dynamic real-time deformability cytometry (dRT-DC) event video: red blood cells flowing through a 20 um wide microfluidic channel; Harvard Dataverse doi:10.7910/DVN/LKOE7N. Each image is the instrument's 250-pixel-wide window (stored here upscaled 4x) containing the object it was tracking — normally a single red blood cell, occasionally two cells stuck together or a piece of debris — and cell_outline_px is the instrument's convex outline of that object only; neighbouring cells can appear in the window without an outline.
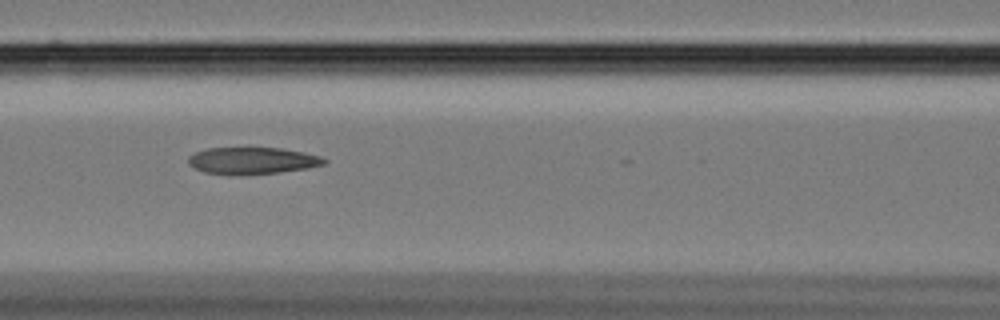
{"species": "Egyptian fruit bat (a non-hibernating species)", "species_latin": "Rousettus aegyptiacus", "temperature_condition": "cold", "stored_images_in_passage": 23, "camera_frame_rate_fps": 3000, "um_per_image_px": 0.085, "animal": {"sex": "female"}, "frame": {"image": 1, "passage_image": 19, "time_ms": 6.0, "image_size_px": [1000, 320], "cell_outline_px": [[328, 160], [324, 164], [308, 168], [280, 172], [204, 172], [188, 164], [188, 156], [196, 152], [208, 148], [248, 144], [284, 148], [304, 152], [320, 156]], "centroid_in_image_um": [21.48, 13.55], "position_along_channel_um": 145.1, "area_um2": 21.44}}
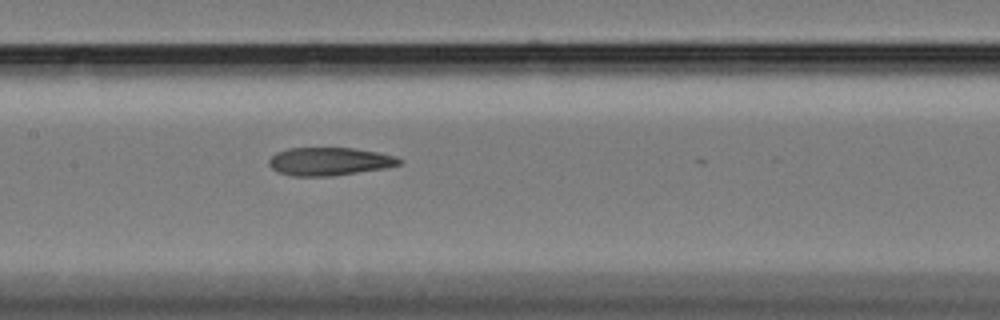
{"frame": {"image": 2, "passage_image": 22, "time_ms": 7.0, "image_size_px": [1000, 320], "cell_outline_px": [[404, 160], [400, 164], [384, 168], [332, 176], [292, 176], [280, 172], [272, 168], [268, 164], [268, 160], [276, 152], [288, 148], [352, 148], [376, 152], [396, 156]], "centroid_in_image_um": [27.99, 13.72], "position_along_channel_um": 179.4, "area_um2": 21.21}}